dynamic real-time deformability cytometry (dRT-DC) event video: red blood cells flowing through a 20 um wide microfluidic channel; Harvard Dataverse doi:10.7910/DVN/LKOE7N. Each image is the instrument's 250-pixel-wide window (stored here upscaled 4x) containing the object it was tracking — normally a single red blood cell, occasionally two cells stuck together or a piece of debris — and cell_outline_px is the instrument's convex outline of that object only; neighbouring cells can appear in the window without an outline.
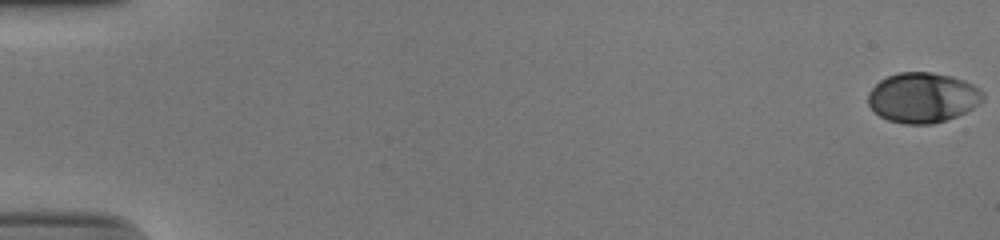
{"species": "human", "species_latin": "Homo sapiens", "temperature_condition": "cold", "stored_images_in_passage": 54, "camera_frame_rate_fps": 3000, "um_per_image_px": 0.085, "donor": {"sex": "male"}, "frame": {"image": 1, "passage_image": 1, "time_ms": 0.0, "image_size_px": [1000, 240], "cell_outline_px": [[984, 100], [980, 104], [956, 116], [932, 124], [904, 124], [888, 120], [880, 116], [868, 104], [868, 92], [880, 80], [888, 76], [900, 72], [932, 72], [952, 76], [964, 80], [980, 88], [984, 92]], "centroid_in_image_um": [78.45, 8.29], "position_along_channel_um": 6.5, "area_um2": 33.58}}
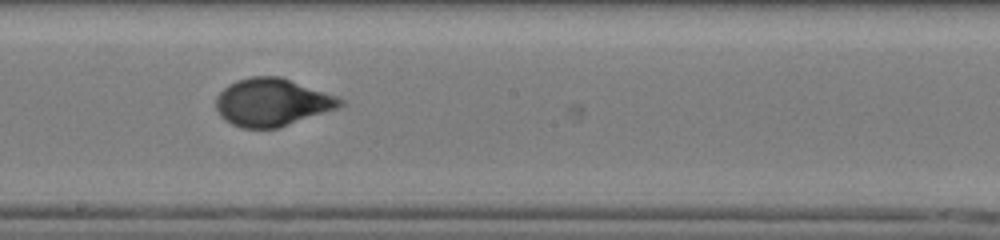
{"frame": {"image": 2, "passage_image": 32, "time_ms": 10.333, "image_size_px": [1000, 240], "cell_outline_px": [[344, 104], [336, 108], [276, 128], [240, 128], [224, 120], [220, 116], [216, 108], [216, 96], [228, 84], [236, 80], [252, 76], [280, 76], [340, 96], [344, 100]], "centroid_in_image_um": [23.11, 8.67], "position_along_channel_um": 225.1, "area_um2": 34.51}}
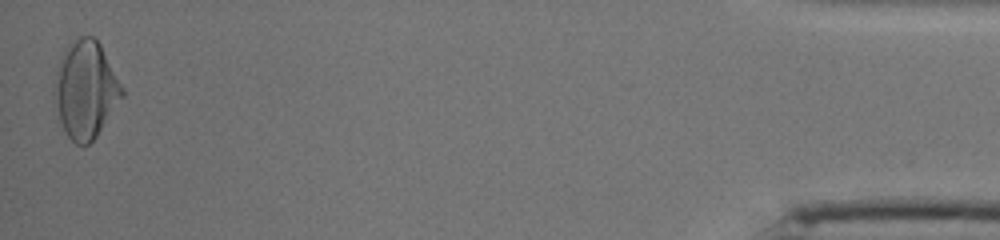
{"frame": {"image": 3, "passage_image": 54, "time_ms": 17.667, "image_size_px": [1000, 240], "cell_outline_px": [[124, 96], [96, 136], [88, 144], [76, 144], [68, 136], [60, 120], [52, 100], [56, 72], [60, 56], [64, 48], [72, 40], [80, 36], [92, 36], [100, 44], [124, 88]], "centroid_in_image_um": [7.26, 7.59], "position_along_channel_um": 427.9, "area_um2": 38.44}, "authors_computed_cell_mechanics": {"area_um2": 34.0731, "velocity_mm_per_s": 3.8998, "shape_relaxation_time_tau1_ms": 4.1591, "shape_relaxation_time_tau2_ms": null, "deformation_change_tau1": 0.1736, "deformation_change_tau2": null}}